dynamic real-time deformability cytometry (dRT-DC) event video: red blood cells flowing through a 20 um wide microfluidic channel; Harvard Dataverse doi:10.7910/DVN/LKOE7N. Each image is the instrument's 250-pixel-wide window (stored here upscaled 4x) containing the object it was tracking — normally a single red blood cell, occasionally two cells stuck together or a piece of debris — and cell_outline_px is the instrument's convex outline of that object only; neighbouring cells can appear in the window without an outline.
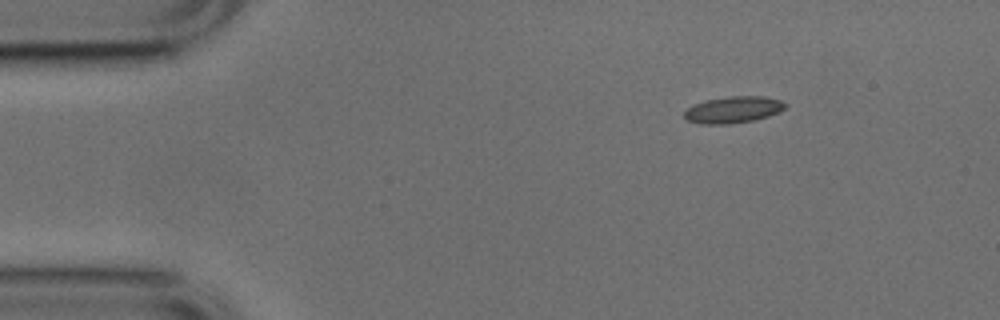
{"species": "common noctule bat (a hibernating species)", "species_latin": "Nyctalus noctula", "temperature_condition": "cold", "stored_images_in_passage": 46, "camera_frame_rate_fps": 3000, "um_per_image_px": 0.085, "animal": {"sex": "male", "body_mass_g": 17.9, "forearm_length_mm": 54.2}, "frame": {"image": 1, "passage_image": 1, "time_ms": 0.0, "image_size_px": [1000, 320], "cell_outline_px": [[788, 104], [780, 112], [768, 116], [752, 120], [728, 124], [700, 124], [684, 120], [684, 112], [688, 108], [696, 104], [708, 100], [728, 96], [764, 96], [780, 100]], "centroid_in_image_um": [62.33, 9.33], "position_along_channel_um": 22.7, "area_um2": 15.61}}
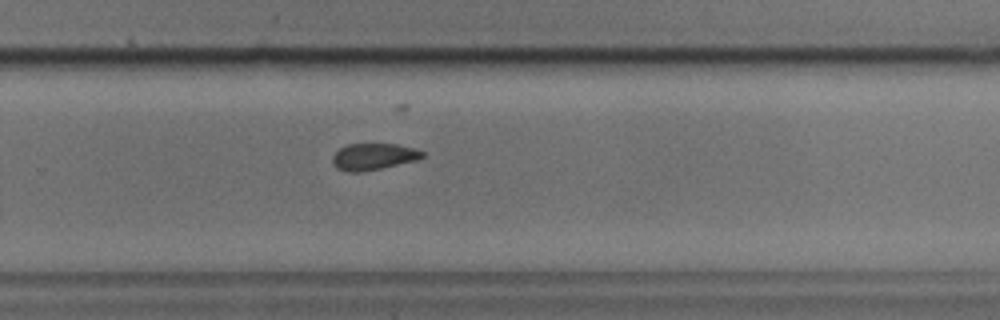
{"frame": {"image": 2, "passage_image": 28, "time_ms": 9.0, "image_size_px": [1000, 320], "cell_outline_px": [[424, 156], [416, 160], [364, 172], [348, 172], [336, 168], [332, 164], [332, 156], [340, 148], [348, 144], [396, 144], [416, 148], [424, 152]], "centroid_in_image_um": [31.73, 13.32], "position_along_channel_um": 298.1, "area_um2": 13.99}}
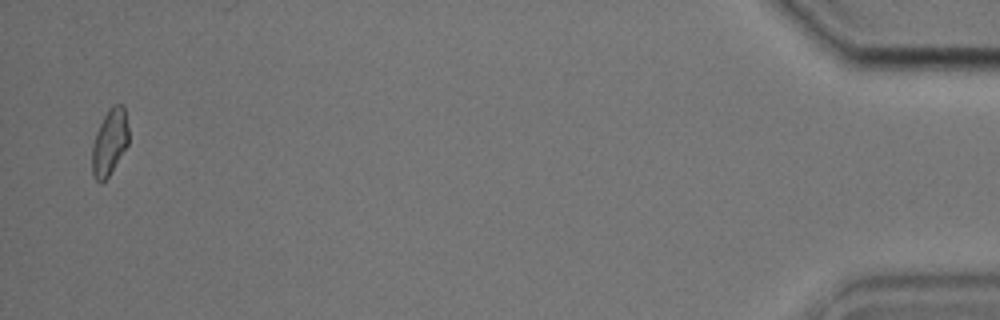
{"frame": {"image": 3, "passage_image": 45, "time_ms": 14.667, "image_size_px": [1000, 320], "cell_outline_px": [[128, 144], [108, 176], [100, 184], [92, 176], [92, 144], [96, 132], [104, 116], [112, 104], [120, 104], [124, 108], [128, 128]], "centroid_in_image_um": [9.29, 12.09], "position_along_channel_um": 425.9, "area_um2": 13.93}, "authors_computed_cell_mechanics": {"area_um2": 14.6523, "velocity_mm_per_s": 3.8107, "shape_relaxation_time_tau1_ms": 4.0275, "shape_relaxation_time_tau2_ms": 2.6136, "deformation_change_tau1": 0.0797, "deformation_change_tau2": 0.0704}}